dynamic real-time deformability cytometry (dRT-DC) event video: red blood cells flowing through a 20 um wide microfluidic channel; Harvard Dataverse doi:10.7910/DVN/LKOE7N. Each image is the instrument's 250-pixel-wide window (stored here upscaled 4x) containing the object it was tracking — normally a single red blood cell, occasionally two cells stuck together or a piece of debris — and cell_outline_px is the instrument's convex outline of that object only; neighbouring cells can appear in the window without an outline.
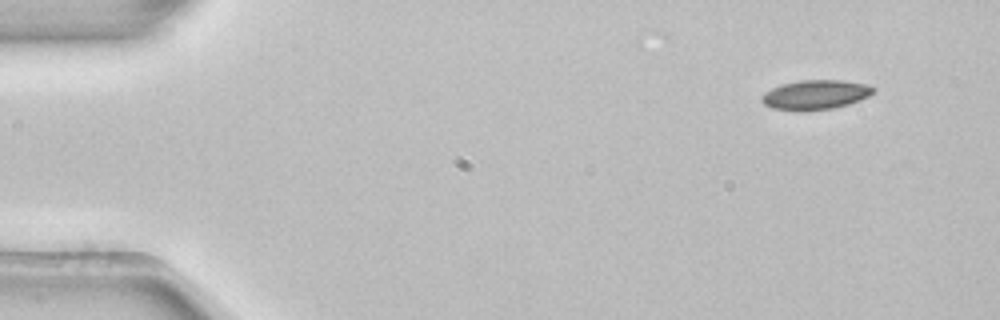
{"species": "common noctule bat (a hibernating species)", "species_latin": "Nyctalus noctula", "temperature_condition": "room temperature", "stored_images_in_passage": 4, "camera_frame_rate_fps": 3000, "um_per_image_px": 0.085, "animal": {"sex": "female", "body_mass_g": 22.7, "forearm_length_mm": 54.2}, "frame": {"image": 1, "passage_image": 1, "time_ms": 0.0, "image_size_px": [1000, 320], "cell_outline_px": [[876, 88], [868, 96], [860, 100], [848, 104], [832, 108], [804, 112], [796, 112], [772, 108], [764, 104], [760, 100], [760, 96], [764, 92], [772, 88], [784, 84], [800, 80], [844, 80], [864, 84]], "centroid_in_image_um": [69.26, 8.07], "position_along_channel_um": 15.7, "area_um2": 19.36}}
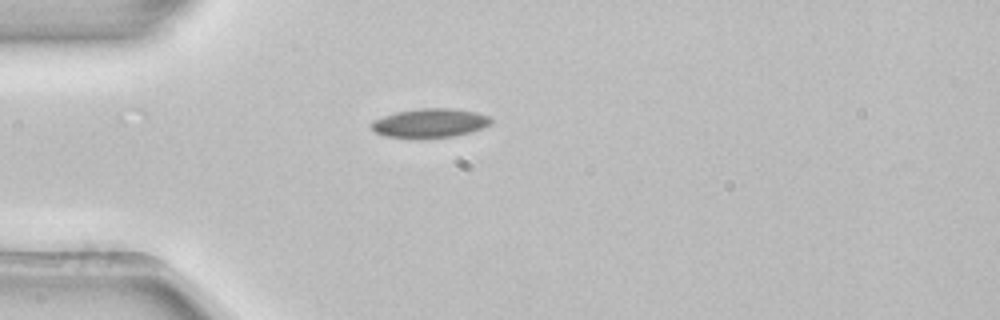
{"frame": {"image": 2, "passage_image": 4, "time_ms": 1.0, "image_size_px": [1000, 320], "cell_outline_px": [[492, 120], [484, 128], [472, 132], [452, 136], [384, 136], [376, 132], [368, 124], [372, 120], [396, 112], [420, 108], [452, 108], [476, 112], [488, 116]], "centroid_in_image_um": [36.55, 10.42], "position_along_channel_um": 48.5, "area_um2": 19.71}}